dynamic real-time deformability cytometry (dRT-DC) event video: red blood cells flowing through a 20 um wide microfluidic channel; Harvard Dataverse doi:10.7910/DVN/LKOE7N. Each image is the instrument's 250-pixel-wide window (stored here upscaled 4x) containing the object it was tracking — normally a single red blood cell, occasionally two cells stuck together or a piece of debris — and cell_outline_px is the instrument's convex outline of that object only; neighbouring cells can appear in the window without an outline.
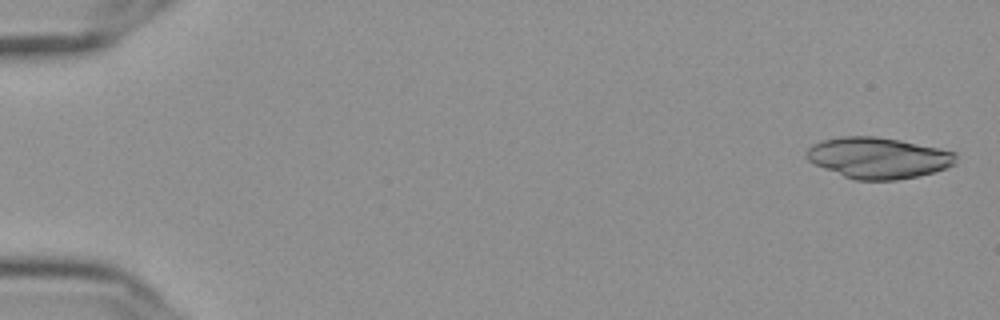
{"species": "Egyptian fruit bat (a non-hibernating species)", "species_latin": "Rousettus aegyptiacus", "temperature_condition": "cold", "stored_images_in_passage": 29, "camera_frame_rate_fps": 3000, "um_per_image_px": 0.085, "frame": {"image": 1, "passage_image": 1, "time_ms": 0.0, "image_size_px": [1000, 320], "cell_outline_px": [[956, 164], [948, 168], [916, 176], [896, 180], [856, 180], [844, 176], [824, 168], [808, 160], [808, 148], [812, 144], [824, 140], [844, 136], [876, 136], [900, 140], [956, 152]], "centroid_in_image_um": [74.69, 13.42], "position_along_channel_um": 10.3, "area_um2": 35.43}}
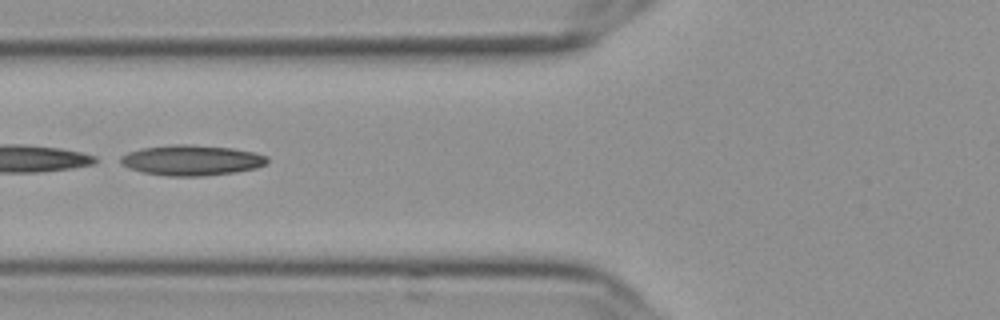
{"frame": {"image": 2, "passage_image": 22, "time_ms": 7.0, "image_size_px": [1000, 320], "cell_outline_px": [[268, 160], [264, 164], [256, 168], [236, 172], [204, 176], [172, 176], [144, 172], [132, 168], [124, 164], [120, 160], [120, 156], [128, 152], [140, 148], [172, 144], [192, 144], [232, 148], [252, 152], [268, 156]], "centroid_in_image_um": [16.31, 13.61], "position_along_channel_um": 109.5, "area_um2": 25.84}}